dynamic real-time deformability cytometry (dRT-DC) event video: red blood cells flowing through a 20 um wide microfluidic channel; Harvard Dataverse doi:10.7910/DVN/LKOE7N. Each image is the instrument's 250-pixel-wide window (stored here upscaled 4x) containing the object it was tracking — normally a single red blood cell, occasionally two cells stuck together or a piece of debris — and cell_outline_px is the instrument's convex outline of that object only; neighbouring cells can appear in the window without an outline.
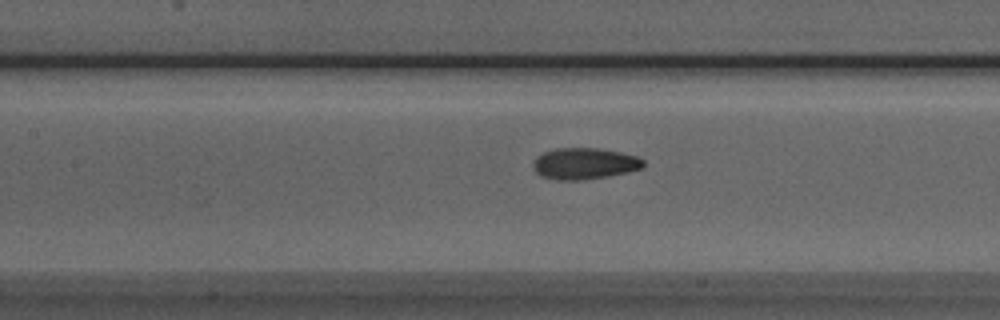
{"species": "Egyptian fruit bat (a non-hibernating species)", "species_latin": "Rousettus aegyptiacus", "temperature_condition": "room temperature", "stored_images_in_passage": 37, "camera_frame_rate_fps": 3000, "um_per_image_px": 0.085, "animal": {"sex": "male"}, "frame": {"image": 1, "passage_image": 10, "time_ms": 3.0, "image_size_px": [1000, 320], "cell_outline_px": [[644, 168], [628, 172], [584, 180], [556, 180], [540, 176], [532, 168], [532, 164], [536, 156], [544, 152], [556, 148], [596, 148], [620, 152], [636, 156], [644, 160]], "centroid_in_image_um": [49.65, 13.91], "position_along_channel_um": 157.7, "area_um2": 20.29}}
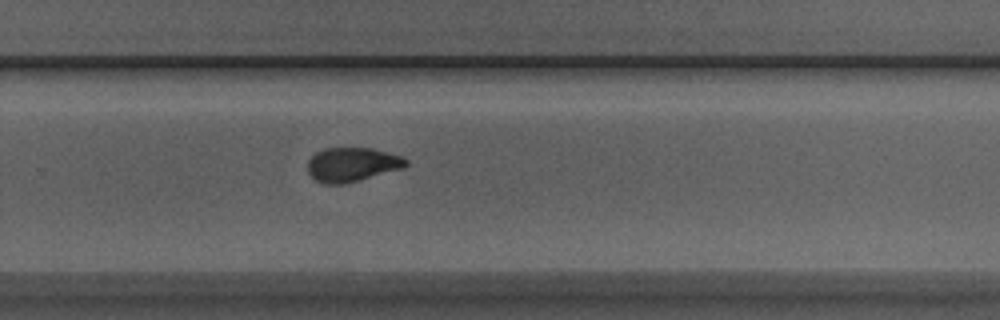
{"frame": {"image": 2, "passage_image": 21, "time_ms": 6.667, "image_size_px": [1000, 320], "cell_outline_px": [[408, 164], [404, 168], [360, 180], [344, 184], [324, 184], [316, 180], [308, 172], [308, 160], [316, 152], [324, 148], [372, 148], [404, 156], [408, 160]], "centroid_in_image_um": [29.96, 13.98], "position_along_channel_um": 299.8, "area_um2": 19.71}}
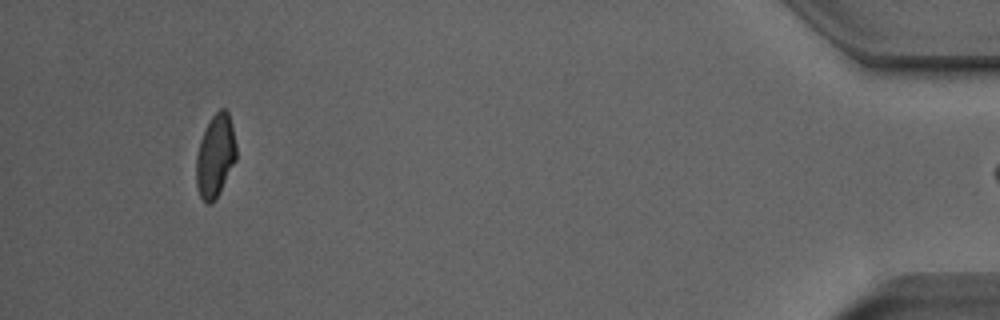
{"frame": {"image": 3, "passage_image": 36, "time_ms": 11.667, "image_size_px": [1000, 320], "cell_outline_px": [[236, 160], [216, 200], [212, 204], [208, 204], [200, 196], [196, 188], [196, 156], [200, 140], [212, 116], [220, 108], [224, 108], [228, 112], [236, 144]], "centroid_in_image_um": [18.3, 13.29], "position_along_channel_um": 416.9, "area_um2": 19.31}}